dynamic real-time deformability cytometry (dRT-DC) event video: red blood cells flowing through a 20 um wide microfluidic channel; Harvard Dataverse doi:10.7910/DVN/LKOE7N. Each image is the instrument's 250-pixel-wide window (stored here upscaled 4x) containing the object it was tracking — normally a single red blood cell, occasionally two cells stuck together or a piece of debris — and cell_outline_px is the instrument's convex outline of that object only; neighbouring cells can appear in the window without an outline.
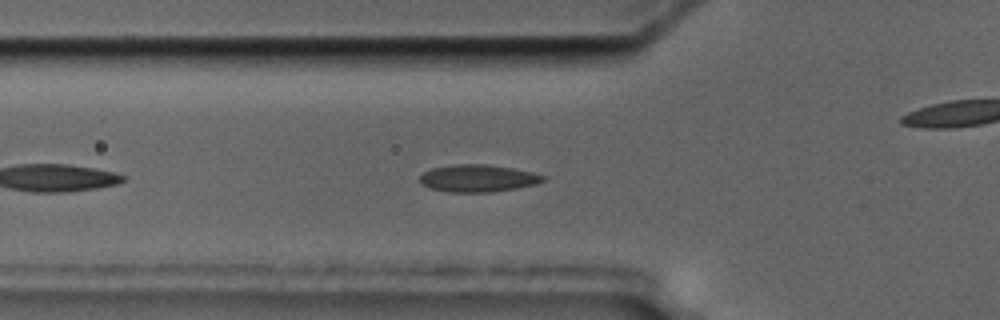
{"species": "common noctule bat (a hibernating species)", "species_latin": "Nyctalus noctula", "temperature_condition": "cold", "stored_images_in_passage": 45, "camera_frame_rate_fps": 3000, "um_per_image_px": 0.085, "animal": {"sex": "male", "body_mass_g": 17.5, "forearm_length_mm": 52.3}, "frame": {"image": 1, "passage_image": 7, "time_ms": 2.0, "image_size_px": [1000, 320], "cell_outline_px": [[544, 180], [536, 184], [516, 188], [492, 192], [448, 192], [428, 188], [420, 184], [420, 176], [424, 172], [432, 168], [452, 164], [488, 164], [512, 168], [532, 172], [544, 176]], "centroid_in_image_um": [40.58, 15.15], "position_along_channel_um": 85.2, "area_um2": 19.65}}
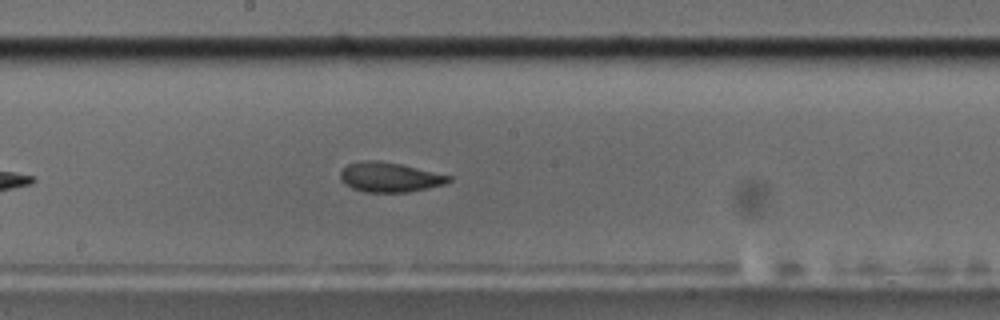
{"frame": {"image": 2, "passage_image": 18, "time_ms": 5.667, "image_size_px": [1000, 320], "cell_outline_px": [[452, 180], [444, 184], [428, 188], [408, 192], [364, 192], [352, 188], [344, 184], [340, 180], [340, 172], [348, 164], [360, 160], [380, 160], [400, 164], [452, 176]], "centroid_in_image_um": [33.09, 15.06], "position_along_channel_um": 215.1, "area_um2": 18.84}}
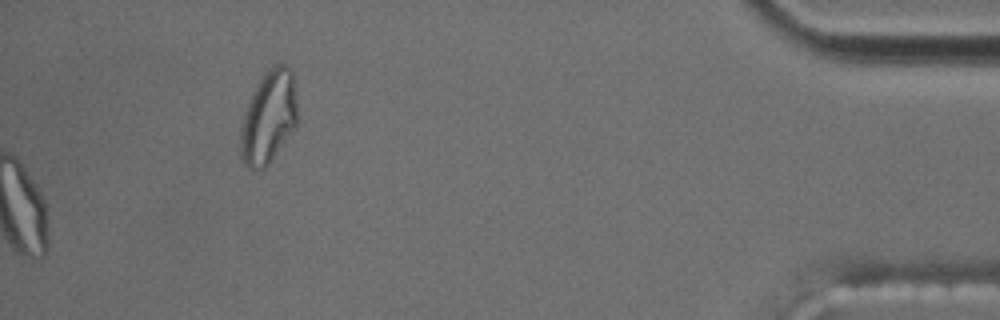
{"frame": {"image": 3, "passage_image": 45, "time_ms": 14.667, "image_size_px": [1000, 320], "cell_outline_px": [[296, 128], [268, 164], [264, 168], [252, 172], [240, 160], [240, 128], [244, 112], [248, 100], [256, 84], [264, 72], [272, 64], [288, 64], [292, 68], [296, 92]], "centroid_in_image_um": [22.81, 9.95], "position_along_channel_um": 412.4, "area_um2": 31.56}, "authors_computed_cell_mechanics": {"area_um2": 19.4208, "velocity_mm_per_s": 3.5428, "shape_relaxation_time_tau1_ms": null, "shape_relaxation_time_tau2_ms": 3.5935, "deformation_change_tau1": null, "deformation_change_tau2": 0.0856}}